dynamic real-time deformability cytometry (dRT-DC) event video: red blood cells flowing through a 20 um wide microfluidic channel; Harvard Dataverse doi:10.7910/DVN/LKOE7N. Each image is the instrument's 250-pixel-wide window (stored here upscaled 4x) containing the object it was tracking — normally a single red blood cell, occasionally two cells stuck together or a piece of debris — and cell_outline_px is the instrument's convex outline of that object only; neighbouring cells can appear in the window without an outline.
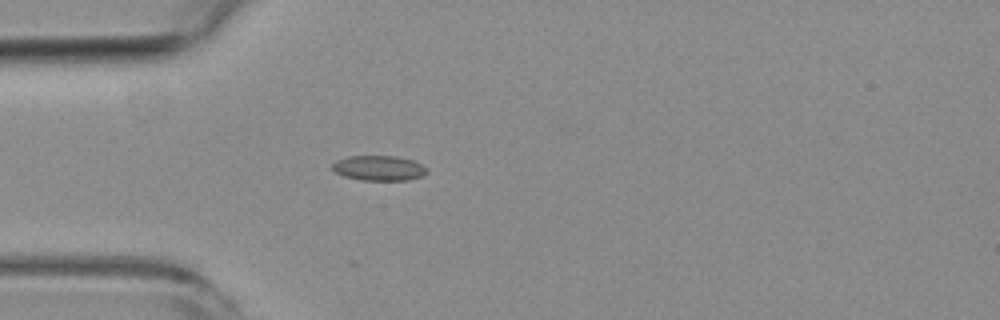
{"species": "common noctule bat (a hibernating species)", "species_latin": "Nyctalus noctula", "temperature_condition": "room temperature", "stored_images_in_passage": 3, "camera_frame_rate_fps": 3000, "um_per_image_px": 0.085, "animal": {"sex": "female", "body_mass_g": 19.3, "forearm_length_mm": 54.1}, "frame": {"image": 1, "passage_image": 3, "time_ms": 3.333, "image_size_px": [1000, 320], "cell_outline_px": [[428, 172], [420, 176], [408, 180], [360, 180], [344, 176], [336, 172], [332, 168], [332, 164], [336, 160], [348, 156], [396, 156], [412, 160], [420, 164]], "centroid_in_image_um": [32.16, 14.28], "position_along_channel_um": 52.8, "area_um2": 13.64}}